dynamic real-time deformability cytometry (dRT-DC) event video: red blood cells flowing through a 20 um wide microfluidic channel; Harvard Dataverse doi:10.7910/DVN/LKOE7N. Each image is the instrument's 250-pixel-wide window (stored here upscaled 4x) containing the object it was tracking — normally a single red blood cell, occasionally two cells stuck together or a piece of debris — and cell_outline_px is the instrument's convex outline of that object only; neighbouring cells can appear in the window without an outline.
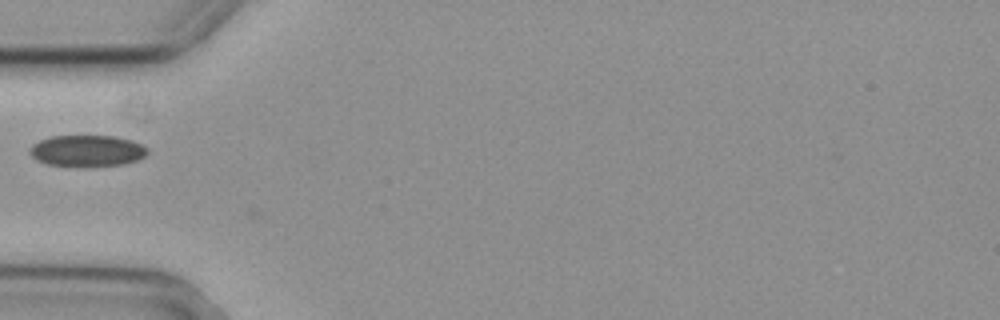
{"species": "common noctule bat (a hibernating species)", "species_latin": "Nyctalus noctula", "temperature_condition": "cold", "stored_images_in_passage": 3, "camera_frame_rate_fps": 3000, "um_per_image_px": 0.085, "animal": {"sex": "female", "body_mass_g": 29.2, "forearm_length_mm": 56.3}, "frame": {"image": 1, "passage_image": 1, "time_ms": 0.0, "image_size_px": [1000, 320], "cell_outline_px": [[148, 152], [144, 156], [136, 160], [124, 164], [84, 168], [76, 168], [48, 164], [36, 160], [28, 152], [28, 148], [32, 144], [40, 140], [52, 136], [116, 136], [132, 140], [148, 148]], "centroid_in_image_um": [7.37, 12.84], "position_along_channel_um": 77.6, "area_um2": 22.08}}